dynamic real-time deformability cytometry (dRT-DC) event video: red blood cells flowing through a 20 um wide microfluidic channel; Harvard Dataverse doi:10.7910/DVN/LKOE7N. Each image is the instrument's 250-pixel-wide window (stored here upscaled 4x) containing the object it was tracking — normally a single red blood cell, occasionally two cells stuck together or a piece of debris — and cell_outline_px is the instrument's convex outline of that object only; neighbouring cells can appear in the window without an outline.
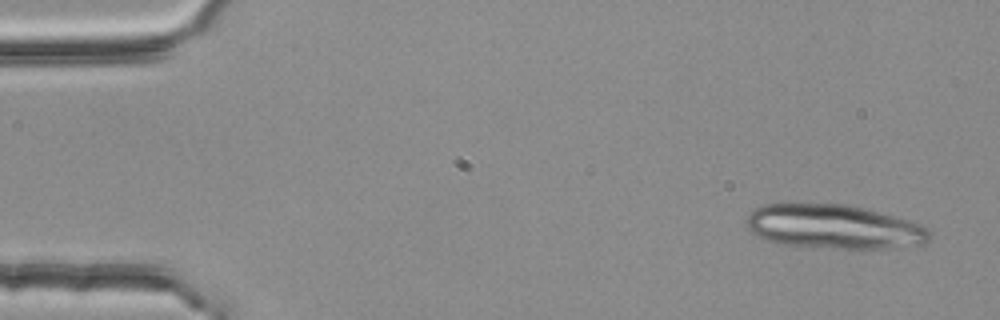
{"species": "common noctule bat (a hibernating species)", "species_latin": "Nyctalus noctula", "temperature_condition": "room temperature", "stored_images_in_passage": 4, "segment_of_instrument_passage": [1, 2], "camera_frame_rate_fps": 3000, "um_per_image_px": 0.085, "animal": {"sex": "female", "body_mass_g": 25.1}, "frame": {"image": 1, "passage_image": 1, "time_ms": 0.0, "image_size_px": [1000, 320], "cell_outline_px": [[928, 240], [924, 244], [908, 248], [836, 248], [780, 244], [764, 240], [756, 236], [748, 228], [748, 216], [756, 208], [764, 204], [844, 204], [908, 220], [920, 224], [928, 228]], "centroid_in_image_um": [70.88, 19.29], "position_along_channel_um": 14.1, "area_um2": 46.7}}